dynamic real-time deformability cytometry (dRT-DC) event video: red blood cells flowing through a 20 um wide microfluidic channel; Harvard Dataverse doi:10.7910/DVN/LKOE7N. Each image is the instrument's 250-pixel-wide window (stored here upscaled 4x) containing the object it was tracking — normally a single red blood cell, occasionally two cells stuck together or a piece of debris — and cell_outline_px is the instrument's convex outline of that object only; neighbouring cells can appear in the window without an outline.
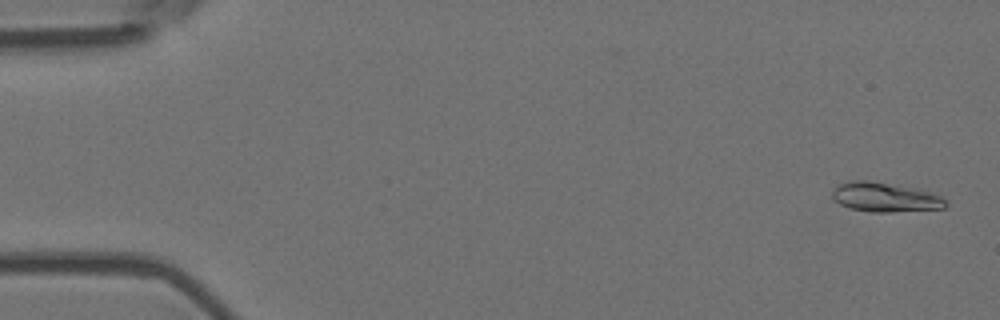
{"species": "Egyptian fruit bat (a non-hibernating species)", "species_latin": "Rousettus aegyptiacus", "temperature_condition": "room temperature", "stored_images_in_passage": 55, "camera_frame_rate_fps": 3000, "um_per_image_px": 0.085, "animal": {"sex": "female"}, "frame": {"image": 1, "passage_image": 2, "time_ms": 0.333, "image_size_px": [1000, 320], "cell_outline_px": [[948, 204], [944, 208], [892, 212], [872, 212], [848, 208], [832, 200], [832, 188], [836, 184], [848, 180], [868, 180], [920, 188], [940, 196]], "centroid_in_image_um": [75.17, 16.74], "position_along_channel_um": 9.8, "area_um2": 19.88}}
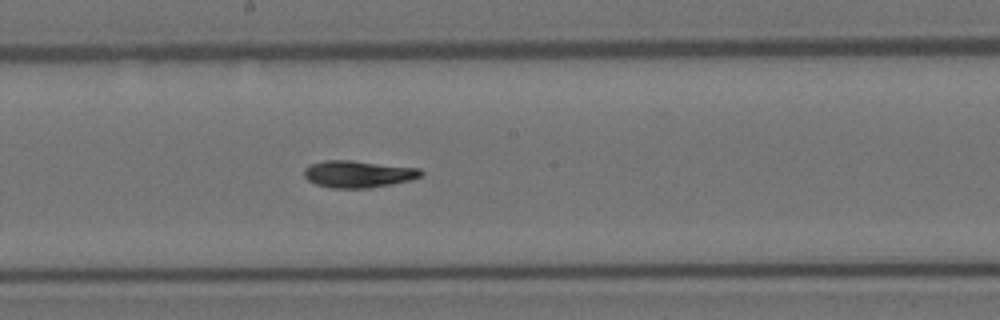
{"frame": {"image": 2, "passage_image": 30, "time_ms": 9.667, "image_size_px": [1000, 320], "cell_outline_px": [[424, 172], [420, 176], [412, 180], [392, 184], [368, 188], [332, 188], [316, 184], [308, 180], [304, 176], [304, 168], [308, 164], [324, 160], [352, 160], [420, 168]], "centroid_in_image_um": [30.44, 14.78], "position_along_channel_um": 217.8, "area_um2": 18.55}}
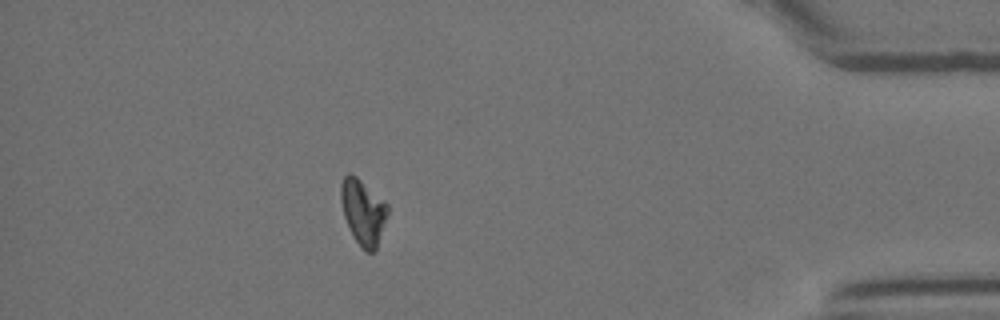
{"frame": {"image": 3, "passage_image": 49, "time_ms": 16.0, "image_size_px": [1000, 320], "cell_outline_px": [[388, 216], [376, 248], [372, 252], [364, 252], [356, 240], [344, 216], [340, 200], [340, 184], [344, 176], [348, 172], [356, 176], [384, 200], [388, 204]], "centroid_in_image_um": [30.86, 17.99], "position_along_channel_um": 404.3, "area_um2": 17.74}, "authors_computed_cell_mechanics": {"area_um2": 18.0914, "velocity_mm_per_s": 3.6668, "shape_relaxation_time_tau1_ms": 5.0717, "shape_relaxation_time_tau2_ms": null, "deformation_change_tau1": 0.1593, "deformation_change_tau2": null}}